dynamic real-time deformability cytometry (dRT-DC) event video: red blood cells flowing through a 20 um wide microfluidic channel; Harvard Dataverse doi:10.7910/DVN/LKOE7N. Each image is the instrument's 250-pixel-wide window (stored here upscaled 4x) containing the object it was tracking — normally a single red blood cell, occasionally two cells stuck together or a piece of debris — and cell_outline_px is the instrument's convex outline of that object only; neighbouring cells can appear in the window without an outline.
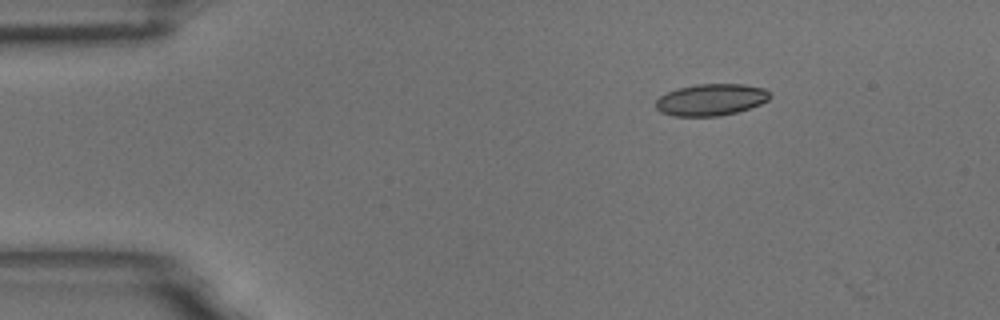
{"species": "common noctule bat (a hibernating species)", "species_latin": "Nyctalus noctula", "temperature_condition": "room temperature", "stored_images_in_passage": 4, "camera_frame_rate_fps": 3000, "um_per_image_px": 0.085, "animal": {"sex": "male", "body_mass_g": 18.8}, "frame": {"image": 1, "passage_image": 1, "time_ms": 0.0, "image_size_px": [1000, 320], "cell_outline_px": [[772, 96], [768, 100], [760, 104], [736, 112], [720, 116], [672, 116], [660, 112], [656, 108], [656, 100], [660, 96], [676, 88], [696, 84], [744, 84], [764, 88]], "centroid_in_image_um": [60.42, 8.47], "position_along_channel_um": 24.6, "area_um2": 21.15}}